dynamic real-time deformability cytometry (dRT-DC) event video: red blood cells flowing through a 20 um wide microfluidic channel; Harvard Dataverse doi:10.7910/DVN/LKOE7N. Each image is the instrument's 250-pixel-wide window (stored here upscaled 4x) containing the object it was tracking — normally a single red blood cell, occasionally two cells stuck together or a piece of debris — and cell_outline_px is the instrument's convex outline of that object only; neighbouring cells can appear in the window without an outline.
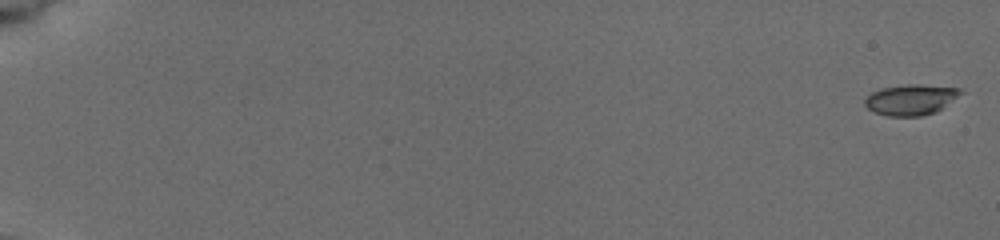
{"species": "common noctule bat (a hibernating species)", "species_latin": "Nyctalus noctula", "temperature_condition": "cold", "stored_images_in_passage": 31, "camera_frame_rate_fps": 3000, "um_per_image_px": 0.085, "animal": {"sex": "female", "body_mass_g": 19.5, "forearm_length_mm": 54.1}, "frame": {"image": 1, "passage_image": 1, "time_ms": 0.0, "image_size_px": [1000, 240], "cell_outline_px": [[964, 92], [936, 112], [920, 116], [888, 116], [872, 112], [864, 104], [864, 100], [872, 92], [880, 88], [908, 84], [920, 84], [960, 88]], "centroid_in_image_um": [77.41, 8.47], "position_along_channel_um": 7.6, "area_um2": 17.17}}
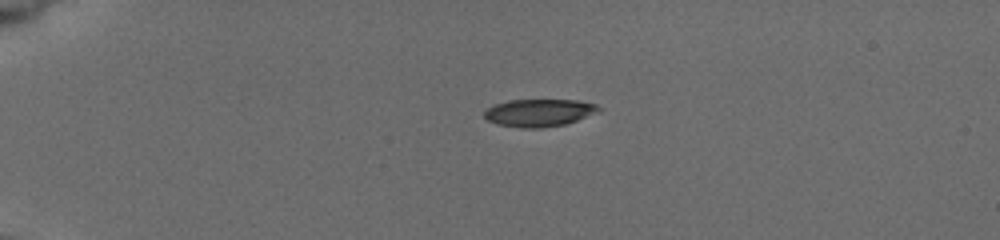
{"frame": {"image": 2, "passage_image": 16, "time_ms": 4.667, "image_size_px": [1000, 240], "cell_outline_px": [[604, 108], [600, 112], [564, 124], [540, 128], [524, 128], [496, 124], [488, 120], [484, 116], [484, 112], [488, 108], [496, 104], [508, 100], [576, 100], [596, 104]], "centroid_in_image_um": [45.86, 9.58], "position_along_channel_um": 39.1, "area_um2": 18.32}}
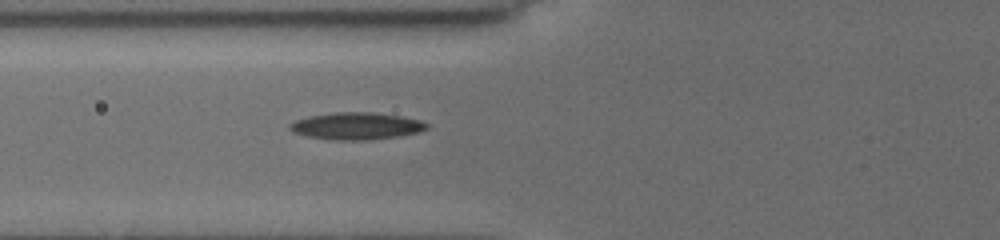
{"frame": {"image": 3, "passage_image": 30, "time_ms": 7.667, "image_size_px": [1000, 240], "cell_outline_px": [[428, 128], [416, 132], [396, 136], [368, 140], [332, 140], [308, 136], [292, 132], [288, 128], [288, 124], [296, 120], [312, 116], [332, 112], [372, 112], [400, 116], [420, 120], [428, 124]], "centroid_in_image_um": [30.25, 10.71], "position_along_channel_um": 95.5, "area_um2": 21.44}}